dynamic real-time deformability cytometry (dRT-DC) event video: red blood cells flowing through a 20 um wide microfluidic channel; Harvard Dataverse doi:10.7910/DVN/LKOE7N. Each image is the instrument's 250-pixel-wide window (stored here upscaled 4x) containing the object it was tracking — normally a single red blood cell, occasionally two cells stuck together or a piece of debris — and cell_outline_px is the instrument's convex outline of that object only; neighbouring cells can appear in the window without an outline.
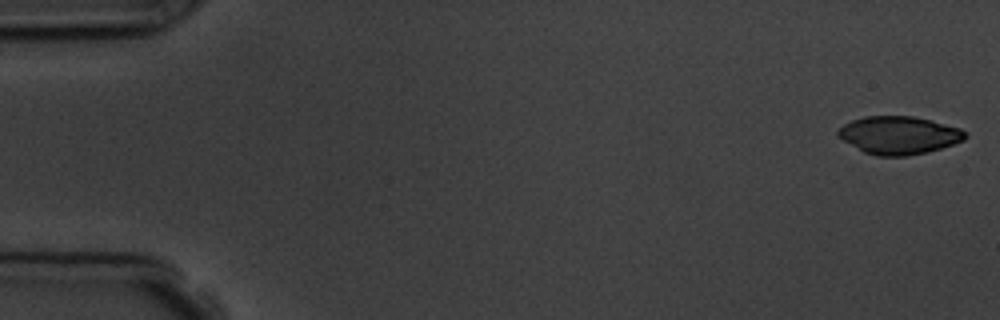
{"species": "common noctule bat (a hibernating species)", "species_latin": "Nyctalus noctula", "temperature_condition": "room temperature", "stored_images_in_passage": 5, "camera_frame_rate_fps": 3000, "um_per_image_px": 0.085, "animal": {"sex": "male", "body_mass_g": 19.5, "forearm_length_mm": 54.6}, "frame": {"image": 1, "passage_image": 1, "time_ms": 0.0, "image_size_px": [1000, 320], "cell_outline_px": [[968, 136], [964, 140], [928, 152], [908, 156], [876, 156], [864, 152], [836, 136], [836, 132], [844, 124], [852, 120], [864, 116], [912, 116], [932, 120], [960, 128], [968, 132]], "centroid_in_image_um": [76.41, 11.49], "position_along_channel_um": 8.6, "area_um2": 28.21}}